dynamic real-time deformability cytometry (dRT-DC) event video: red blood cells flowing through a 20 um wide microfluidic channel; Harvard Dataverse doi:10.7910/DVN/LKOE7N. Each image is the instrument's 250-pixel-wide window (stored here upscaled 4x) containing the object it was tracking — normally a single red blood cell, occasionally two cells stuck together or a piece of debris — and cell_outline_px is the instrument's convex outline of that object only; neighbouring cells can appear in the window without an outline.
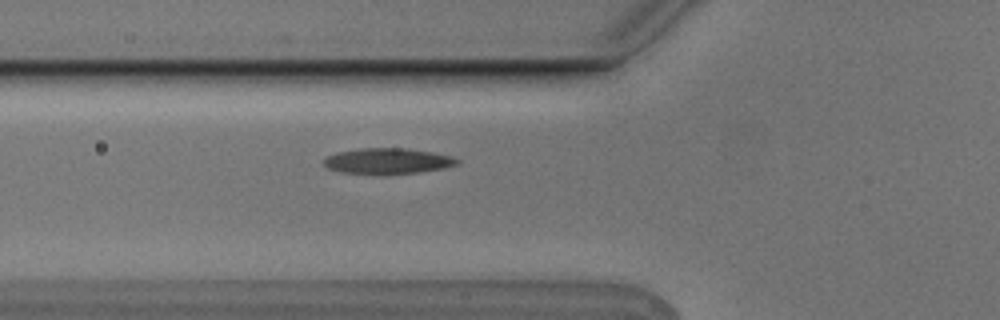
{"species": "Egyptian fruit bat (a non-hibernating species)", "species_latin": "Rousettus aegyptiacus", "temperature_condition": "cold", "stored_images_in_passage": 4, "segment_of_instrument_passage": [1, 2], "camera_frame_rate_fps": 3000, "um_per_image_px": 0.085, "animal": {"sex": "male"}, "frame": {"image": 1, "passage_image": 3, "time_ms": 0.667, "image_size_px": [1000, 320], "cell_outline_px": [[460, 164], [444, 168], [420, 172], [340, 172], [328, 168], [324, 164], [324, 156], [340, 152], [360, 148], [408, 148], [432, 152], [452, 156], [460, 160]], "centroid_in_image_um": [33.0, 13.65], "position_along_channel_um": 92.8, "area_um2": 19.42}}